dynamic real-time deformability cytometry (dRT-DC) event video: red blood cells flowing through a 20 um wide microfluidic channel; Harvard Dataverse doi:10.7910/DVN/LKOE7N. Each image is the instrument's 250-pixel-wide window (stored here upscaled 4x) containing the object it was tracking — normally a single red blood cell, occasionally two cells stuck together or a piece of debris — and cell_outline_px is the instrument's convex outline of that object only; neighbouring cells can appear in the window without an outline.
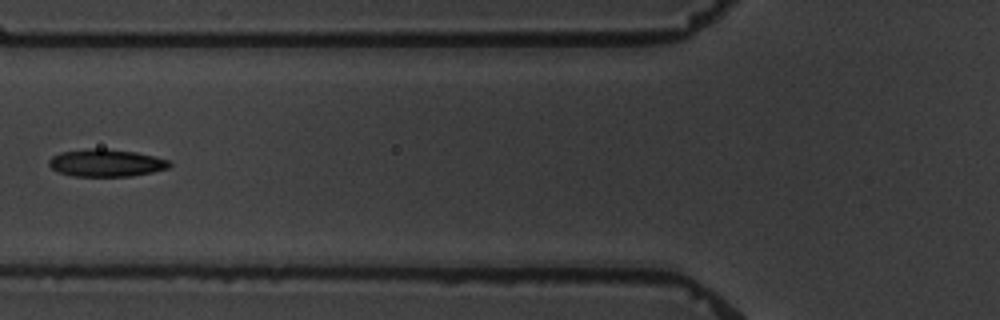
{"species": "common noctule bat (a hibernating species)", "species_latin": "Nyctalus noctula", "temperature_condition": "warm", "stored_images_in_passage": 7, "camera_frame_rate_fps": 3000, "um_per_image_px": 0.085, "animal": {"sex": "male", "body_mass_g": 19.5, "forearm_length_mm": 54.6}, "frame": {"image": 1, "passage_image": 2, "time_ms": 1.333, "image_size_px": [1000, 320], "cell_outline_px": [[172, 164], [168, 168], [152, 172], [132, 176], [72, 176], [60, 172], [52, 168], [48, 164], [48, 160], [52, 156], [60, 152], [88, 148], [104, 148], [136, 152], [156, 156], [168, 160]], "centroid_in_image_um": [9.02, 13.84], "position_along_channel_um": 116.8, "area_um2": 19.36}}
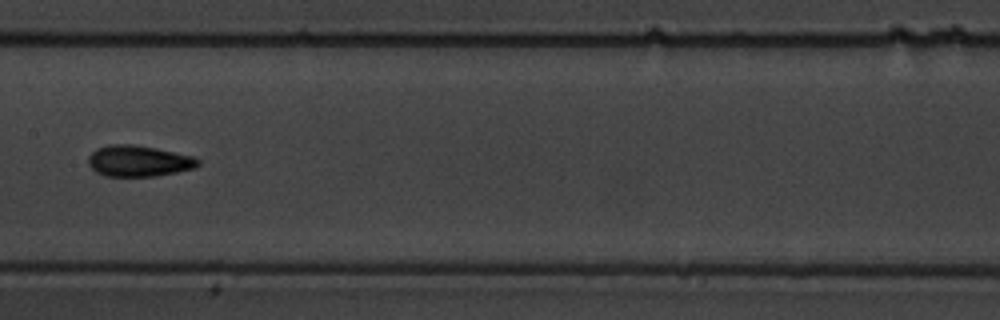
{"frame": {"image": 2, "passage_image": 4, "time_ms": 3.667, "image_size_px": [1000, 320], "cell_outline_px": [[200, 164], [196, 168], [156, 176], [104, 176], [96, 172], [88, 164], [88, 156], [96, 148], [108, 144], [136, 144], [196, 156], [200, 160]], "centroid_in_image_um": [11.8, 13.67], "position_along_channel_um": 195.6, "area_um2": 20.23}}
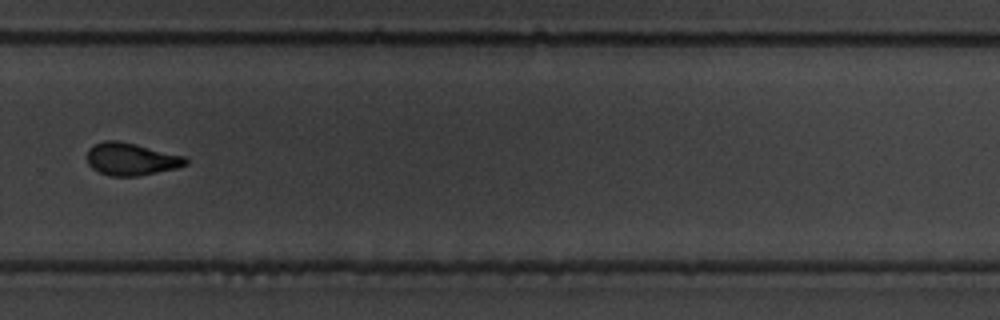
{"frame": {"image": 3, "passage_image": 7, "time_ms": 7.333, "image_size_px": [1000, 320], "cell_outline_px": [[188, 164], [176, 168], [140, 176], [108, 176], [92, 168], [88, 164], [88, 148], [92, 144], [104, 140], [116, 140], [136, 144], [184, 156], [188, 160]], "centroid_in_image_um": [11.13, 13.52], "position_along_channel_um": 318.7, "area_um2": 18.73}}